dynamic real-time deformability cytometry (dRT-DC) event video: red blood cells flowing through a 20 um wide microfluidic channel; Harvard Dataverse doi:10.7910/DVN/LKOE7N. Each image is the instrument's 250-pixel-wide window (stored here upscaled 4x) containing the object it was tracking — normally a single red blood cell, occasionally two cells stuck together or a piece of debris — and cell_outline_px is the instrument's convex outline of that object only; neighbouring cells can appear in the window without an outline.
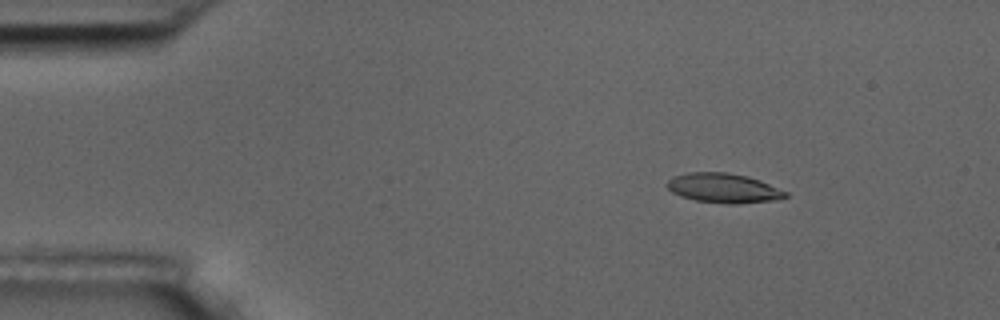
{"species": "common noctule bat (a hibernating species)", "species_latin": "Nyctalus noctula", "temperature_condition": "room temperature", "stored_images_in_passage": 8, "camera_frame_rate_fps": 3000, "um_per_image_px": 0.085, "animal": {"sex": "male", "body_mass_g": 17.5, "forearm_length_mm": 52.3}, "frame": {"image": 1, "passage_image": 1, "time_ms": 0.0, "image_size_px": [1000, 320], "cell_outline_px": [[788, 196], [772, 200], [736, 204], [724, 204], [696, 200], [680, 196], [672, 192], [664, 184], [672, 176], [688, 172], [728, 172], [748, 176], [760, 180], [788, 192]], "centroid_in_image_um": [61.46, 15.98], "position_along_channel_um": 23.5, "area_um2": 20.52}}
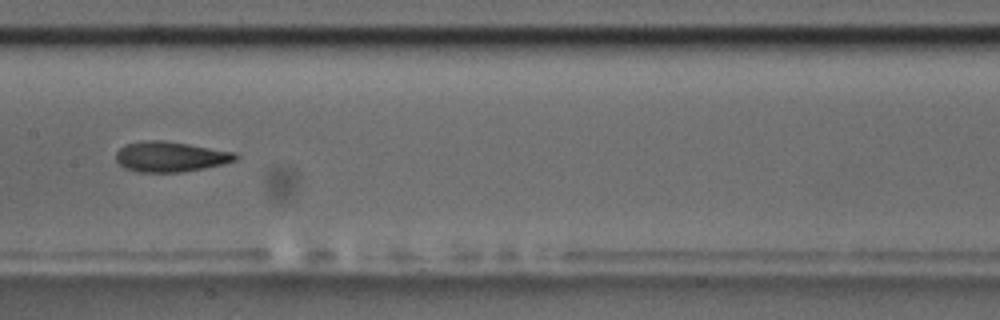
{"frame": {"image": 2, "passage_image": 6, "time_ms": 6.667, "image_size_px": [1000, 320], "cell_outline_px": [[240, 156], [236, 160], [224, 164], [184, 172], [136, 172], [124, 168], [116, 160], [116, 152], [120, 148], [128, 144], [148, 140], [164, 140], [236, 152]], "centroid_in_image_um": [14.51, 13.33], "position_along_channel_um": 192.9, "area_um2": 21.15}}
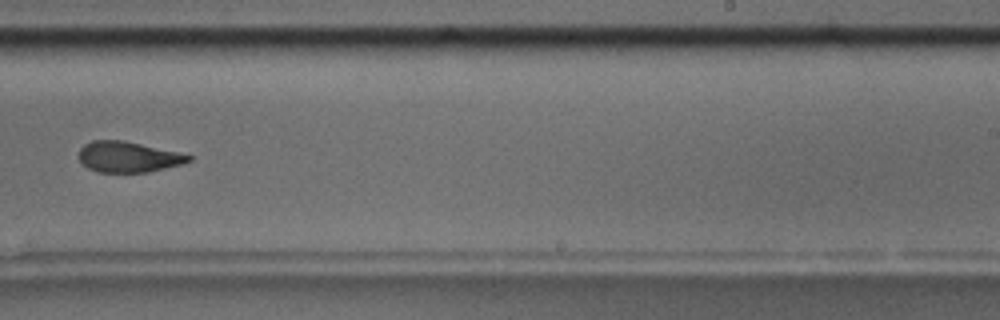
{"frame": {"image": 3, "passage_image": 8, "time_ms": 9.0, "image_size_px": [1000, 320], "cell_outline_px": [[192, 160], [180, 164], [148, 172], [96, 172], [88, 168], [80, 160], [80, 148], [84, 144], [92, 140], [124, 140], [180, 152], [192, 156]], "centroid_in_image_um": [10.9, 13.33], "position_along_channel_um": 278.1, "area_um2": 19.59}}